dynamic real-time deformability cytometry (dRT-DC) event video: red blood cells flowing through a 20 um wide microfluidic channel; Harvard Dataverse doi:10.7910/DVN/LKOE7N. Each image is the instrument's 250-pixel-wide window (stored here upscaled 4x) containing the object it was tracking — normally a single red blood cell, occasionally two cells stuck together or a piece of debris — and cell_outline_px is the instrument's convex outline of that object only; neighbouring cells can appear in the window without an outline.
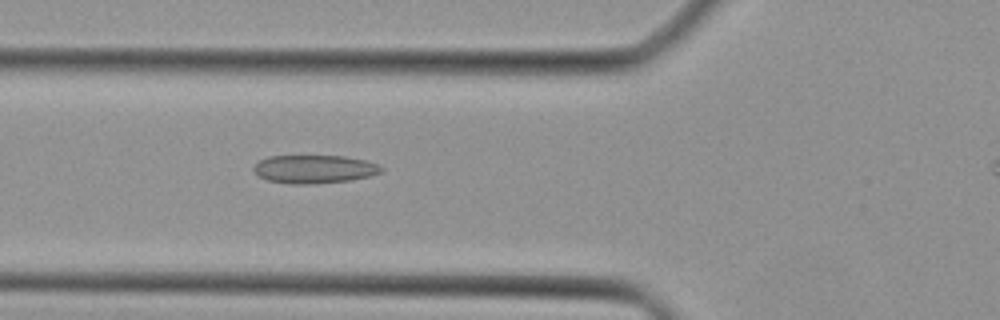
{"species": "Egyptian fruit bat (a non-hibernating species)", "species_latin": "Rousettus aegyptiacus", "temperature_condition": "cold", "stored_images_in_passage": 40, "camera_frame_rate_fps": 3000, "um_per_image_px": 0.085, "animal": {"sex": "female"}, "frame": {"image": 1, "passage_image": 16, "time_ms": 5.0, "image_size_px": [1000, 320], "cell_outline_px": [[384, 168], [380, 172], [368, 176], [352, 180], [312, 184], [292, 184], [268, 180], [260, 176], [252, 168], [260, 160], [268, 156], [344, 156], [364, 160], [380, 164]], "centroid_in_image_um": [26.74, 14.37], "position_along_channel_um": 99.1, "area_um2": 20.92}}
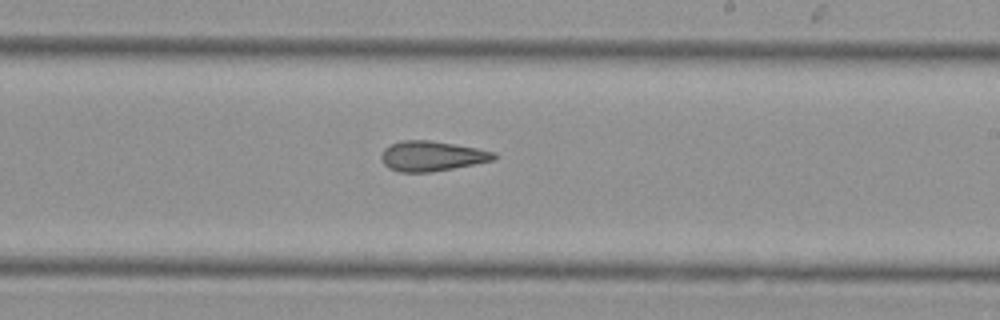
{"frame": {"image": 2, "passage_image": 26, "time_ms": 8.333, "image_size_px": [1000, 320], "cell_outline_px": [[500, 156], [496, 160], [432, 172], [400, 172], [388, 168], [384, 164], [380, 156], [384, 148], [400, 140], [428, 140], [476, 148], [496, 152]], "centroid_in_image_um": [36.73, 13.27], "position_along_channel_um": 252.3, "area_um2": 19.83}}
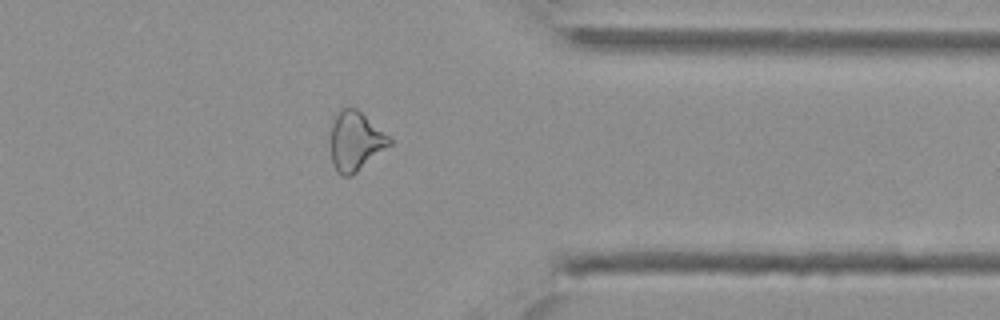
{"frame": {"image": 3, "passage_image": 35, "time_ms": 11.333, "image_size_px": [1000, 320], "cell_outline_px": [[392, 144], [352, 176], [340, 176], [336, 172], [332, 164], [332, 124], [340, 108], [348, 104], [356, 108], [388, 136], [392, 140]], "centroid_in_image_um": [30.21, 12.01], "position_along_channel_um": 381.2, "area_um2": 20.23}}